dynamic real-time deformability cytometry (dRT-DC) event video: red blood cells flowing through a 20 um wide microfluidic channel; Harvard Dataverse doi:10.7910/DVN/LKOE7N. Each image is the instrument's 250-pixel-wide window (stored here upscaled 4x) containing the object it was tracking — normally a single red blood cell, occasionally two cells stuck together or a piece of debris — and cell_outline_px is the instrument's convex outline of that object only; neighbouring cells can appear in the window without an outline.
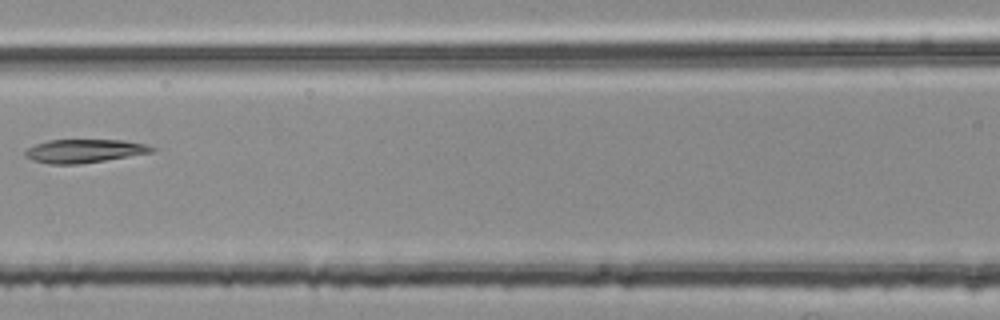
{"species": "common noctule bat (a hibernating species)", "species_latin": "Nyctalus noctula", "temperature_condition": "room temperature", "stored_images_in_passage": 7, "camera_frame_rate_fps": 3000, "um_per_image_px": 0.085, "animal": {"sex": "female", "body_mass_g": 25.1}, "frame": {"image": 1, "passage_image": 7, "time_ms": 2.0, "image_size_px": [1000, 320], "cell_outline_px": [[156, 152], [80, 164], [48, 164], [32, 160], [24, 156], [24, 152], [28, 148], [36, 144], [48, 140], [124, 140], [148, 144], [156, 148]], "centroid_in_image_um": [7.21, 12.83], "position_along_channel_um": 159.4, "area_um2": 17.51}}